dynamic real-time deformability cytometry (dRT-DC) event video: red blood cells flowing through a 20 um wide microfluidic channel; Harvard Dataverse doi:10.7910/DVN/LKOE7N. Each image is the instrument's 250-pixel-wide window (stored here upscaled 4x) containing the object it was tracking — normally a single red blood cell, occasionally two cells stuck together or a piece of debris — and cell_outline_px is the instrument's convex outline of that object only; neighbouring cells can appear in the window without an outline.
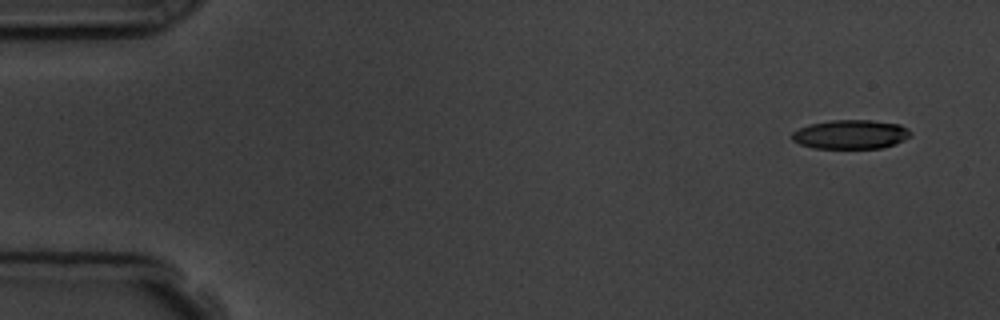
{"species": "common noctule bat (a hibernating species)", "species_latin": "Nyctalus noctula", "temperature_condition": "room temperature", "stored_images_in_passage": 4, "camera_frame_rate_fps": 3000, "um_per_image_px": 0.085, "animal": {"sex": "male", "body_mass_g": 19.5, "forearm_length_mm": 54.6}, "frame": {"image": 1, "passage_image": 1, "time_ms": 0.0, "image_size_px": [1000, 320], "cell_outline_px": [[912, 136], [896, 144], [880, 148], [812, 148], [800, 144], [792, 140], [792, 132], [800, 128], [812, 124], [832, 120], [872, 120], [900, 124], [908, 128], [912, 132]], "centroid_in_image_um": [72.36, 11.42], "position_along_channel_um": 12.6, "area_um2": 20.17}}
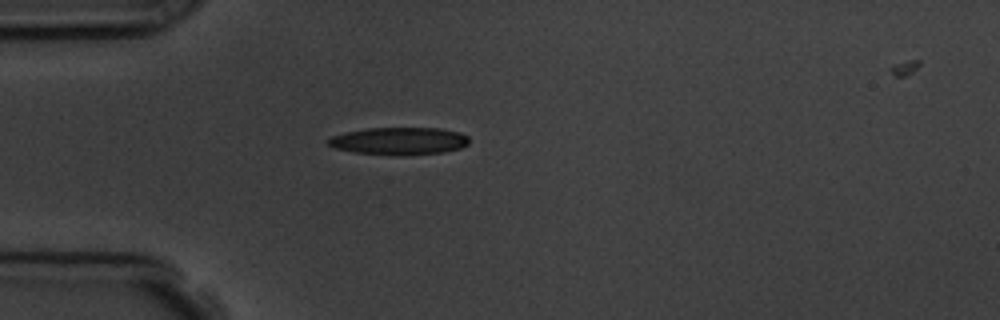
{"frame": {"image": 2, "passage_image": 4, "time_ms": 4.0, "image_size_px": [1000, 320], "cell_outline_px": [[468, 144], [460, 148], [444, 152], [404, 156], [392, 156], [352, 152], [332, 148], [324, 140], [332, 136], [344, 132], [368, 128], [440, 128], [460, 132], [468, 136]], "centroid_in_image_um": [33.88, 12.0], "position_along_channel_um": 51.1, "area_um2": 23.06}}